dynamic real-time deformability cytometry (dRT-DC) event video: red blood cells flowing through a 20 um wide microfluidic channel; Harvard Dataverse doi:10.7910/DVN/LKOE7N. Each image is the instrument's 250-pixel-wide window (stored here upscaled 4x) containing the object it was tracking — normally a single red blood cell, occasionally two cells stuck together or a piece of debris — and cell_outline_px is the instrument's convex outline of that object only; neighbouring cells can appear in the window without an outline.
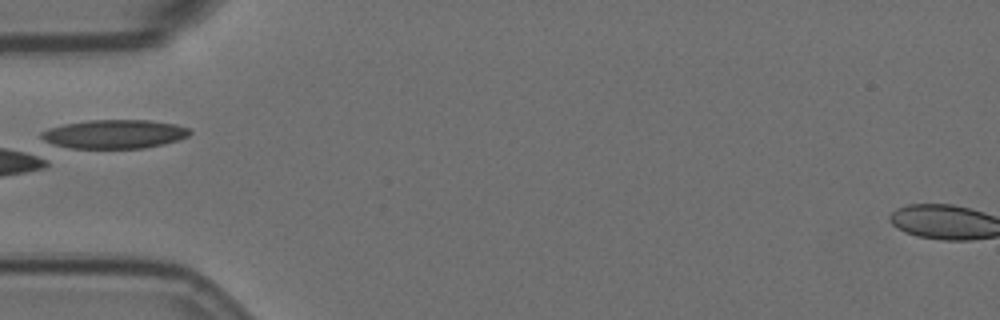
{"species": "Egyptian fruit bat (a non-hibernating species)", "species_latin": "Rousettus aegyptiacus", "temperature_condition": "room temperature", "stored_images_in_passage": 7, "camera_frame_rate_fps": 3000, "um_per_image_px": 0.085, "animal": {"sex": "female"}, "frame": {"image": 1, "passage_image": 5, "time_ms": 4.667, "image_size_px": [1000, 320], "cell_outline_px": [[192, 132], [188, 136], [176, 140], [144, 148], [52, 148], [40, 136], [40, 132], [48, 128], [64, 124], [88, 120], [148, 120], [176, 124], [188, 128]], "centroid_in_image_um": [9.61, 11.4], "position_along_channel_um": 75.4, "area_um2": 25.2}}
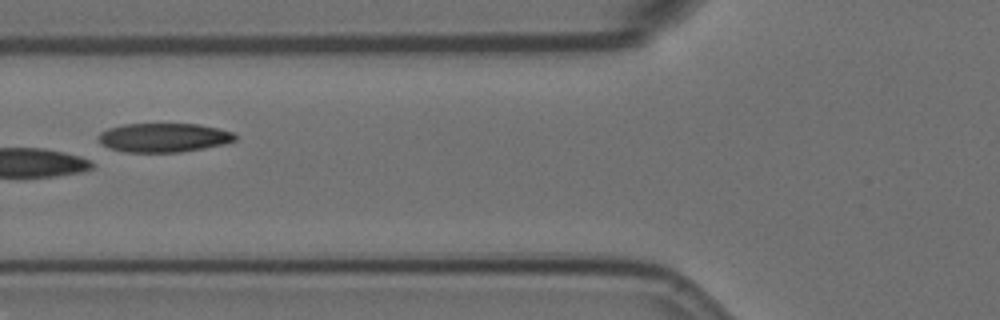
{"frame": {"image": 2, "passage_image": 6, "time_ms": 5.667, "image_size_px": [1000, 320], "cell_outline_px": [[236, 140], [224, 144], [204, 148], [180, 152], [124, 152], [108, 148], [100, 144], [96, 136], [100, 132], [108, 128], [124, 124], [200, 124], [232, 132], [236, 136]], "centroid_in_image_um": [13.86, 11.7], "position_along_channel_um": 111.9, "area_um2": 23.24}}